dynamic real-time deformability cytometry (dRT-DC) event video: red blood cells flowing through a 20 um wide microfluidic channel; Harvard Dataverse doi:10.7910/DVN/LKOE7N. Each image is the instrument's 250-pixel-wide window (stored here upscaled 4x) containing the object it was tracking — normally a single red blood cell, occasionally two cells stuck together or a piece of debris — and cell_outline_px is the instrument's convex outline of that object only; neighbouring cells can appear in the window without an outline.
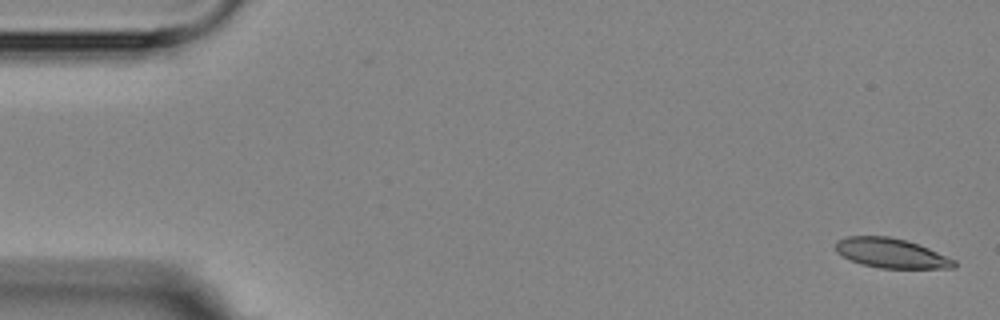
{"species": "Egyptian fruit bat (a non-hibernating species)", "species_latin": "Rousettus aegyptiacus", "temperature_condition": "room temperature", "stored_images_in_passage": 5, "camera_frame_rate_fps": 3000, "um_per_image_px": 0.085, "animal": {"sex": "female"}, "frame": {"image": 1, "passage_image": 1, "time_ms": 0.0, "image_size_px": [1000, 320], "cell_outline_px": [[956, 268], [880, 268], [864, 264], [852, 260], [836, 252], [836, 240], [848, 236], [888, 236], [904, 240], [928, 248], [956, 260]], "centroid_in_image_um": [75.76, 21.52], "position_along_channel_um": 9.2, "area_um2": 20.17}}